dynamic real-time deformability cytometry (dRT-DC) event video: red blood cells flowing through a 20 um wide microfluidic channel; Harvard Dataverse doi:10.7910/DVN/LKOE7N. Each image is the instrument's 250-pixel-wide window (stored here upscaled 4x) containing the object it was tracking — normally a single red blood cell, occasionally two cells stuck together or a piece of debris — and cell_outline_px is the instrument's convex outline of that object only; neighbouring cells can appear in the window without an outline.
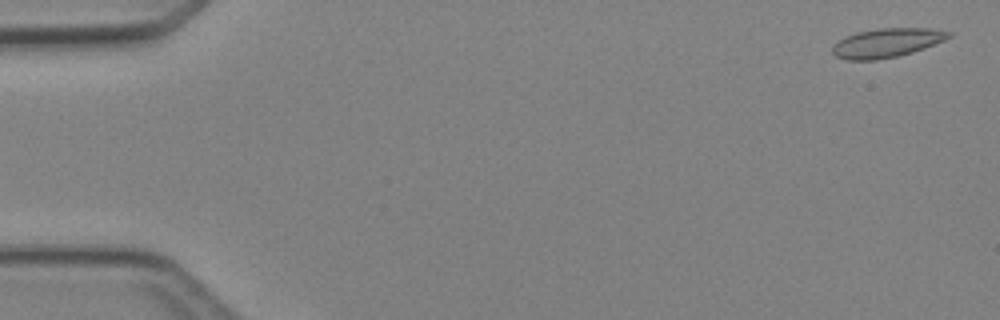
{"species": "Egyptian fruit bat (a non-hibernating species)", "species_latin": "Rousettus aegyptiacus", "temperature_condition": "cold", "stored_images_in_passage": 4, "camera_frame_rate_fps": 3000, "um_per_image_px": 0.085, "animal": {"sex": "female"}, "frame": {"image": 1, "passage_image": 1, "time_ms": 0.0, "image_size_px": [1000, 320], "cell_outline_px": [[956, 32], [952, 36], [944, 40], [924, 48], [912, 52], [896, 56], [876, 60], [848, 60], [836, 56], [832, 52], [832, 48], [844, 36], [856, 32], [880, 28], [932, 28]], "centroid_in_image_um": [75.42, 3.62], "position_along_channel_um": 9.6, "area_um2": 19.71}}
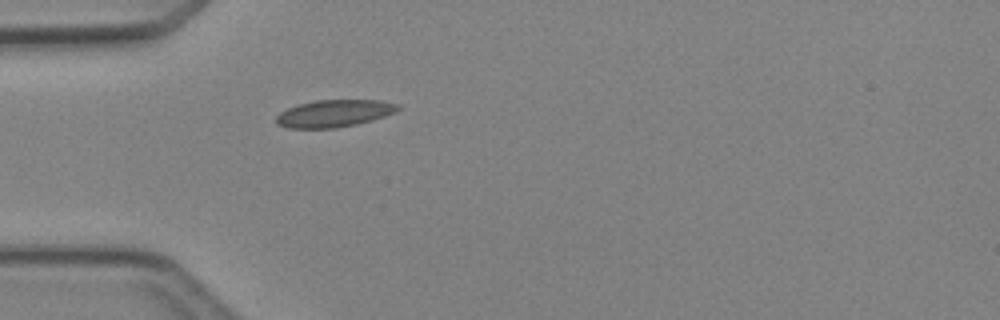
{"frame": {"image": 2, "passage_image": 4, "time_ms": 4.333, "image_size_px": [1000, 320], "cell_outline_px": [[400, 108], [396, 112], [372, 120], [356, 124], [336, 128], [288, 128], [276, 124], [276, 116], [280, 112], [288, 108], [300, 104], [316, 100], [380, 100], [396, 104]], "centroid_in_image_um": [28.39, 9.64], "position_along_channel_um": 56.6, "area_um2": 19.19}}